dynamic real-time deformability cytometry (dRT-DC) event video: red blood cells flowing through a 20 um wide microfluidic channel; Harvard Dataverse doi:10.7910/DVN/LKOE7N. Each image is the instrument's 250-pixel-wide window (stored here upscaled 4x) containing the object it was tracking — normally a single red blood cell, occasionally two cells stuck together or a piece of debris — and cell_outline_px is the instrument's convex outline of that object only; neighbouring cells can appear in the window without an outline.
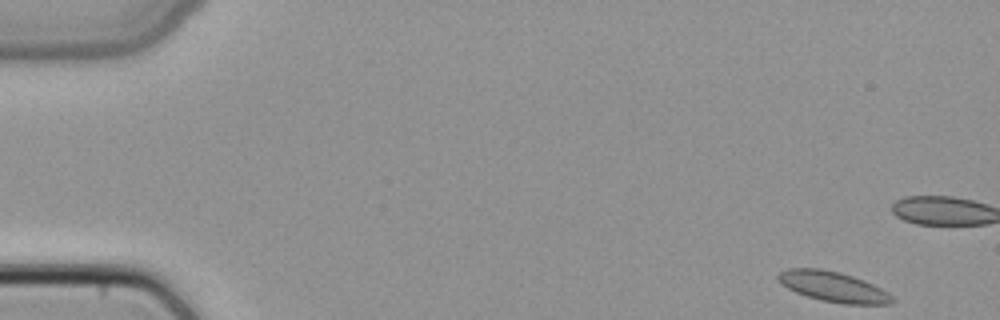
{"species": "common noctule bat (a hibernating species)", "species_latin": "Nyctalus noctula", "temperature_condition": "cold", "stored_images_in_passage": 7, "camera_frame_rate_fps": 3000, "um_per_image_px": 0.085, "animal": {"sex": "female", "body_mass_g": 22.7, "forearm_length_mm": 54.2}, "frame": {"image": 1, "passage_image": 1, "time_ms": 0.0, "image_size_px": [1000, 320], "cell_outline_px": [[896, 300], [892, 304], [844, 304], [820, 300], [796, 292], [780, 284], [776, 276], [780, 272], [788, 268], [820, 268], [840, 272], [864, 280], [888, 292]], "centroid_in_image_um": [70.82, 24.37], "position_along_channel_um": 14.2, "area_um2": 20.17}}